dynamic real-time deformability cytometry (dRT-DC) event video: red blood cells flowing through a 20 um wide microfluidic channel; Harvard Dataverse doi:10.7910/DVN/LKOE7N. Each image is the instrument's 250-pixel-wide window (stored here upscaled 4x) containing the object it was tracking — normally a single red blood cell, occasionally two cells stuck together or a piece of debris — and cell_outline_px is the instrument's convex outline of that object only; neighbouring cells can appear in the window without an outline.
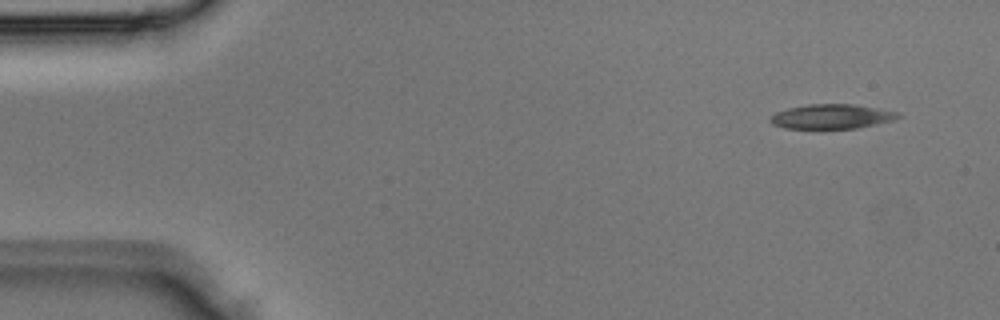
{"species": "Egyptian fruit bat (a non-hibernating species)", "species_latin": "Rousettus aegyptiacus", "temperature_condition": "room temperature", "stored_images_in_passage": 4, "camera_frame_rate_fps": 3000, "um_per_image_px": 0.085, "animal": {"sex": "male"}, "frame": {"image": 1, "passage_image": 1, "time_ms": 0.0, "image_size_px": [1000, 320], "cell_outline_px": [[900, 116], [892, 120], [876, 124], [856, 128], [784, 128], [772, 124], [768, 120], [776, 112], [788, 108], [808, 104], [852, 104], [900, 112]], "centroid_in_image_um": [70.67, 9.9], "position_along_channel_um": 14.3, "area_um2": 18.09}}